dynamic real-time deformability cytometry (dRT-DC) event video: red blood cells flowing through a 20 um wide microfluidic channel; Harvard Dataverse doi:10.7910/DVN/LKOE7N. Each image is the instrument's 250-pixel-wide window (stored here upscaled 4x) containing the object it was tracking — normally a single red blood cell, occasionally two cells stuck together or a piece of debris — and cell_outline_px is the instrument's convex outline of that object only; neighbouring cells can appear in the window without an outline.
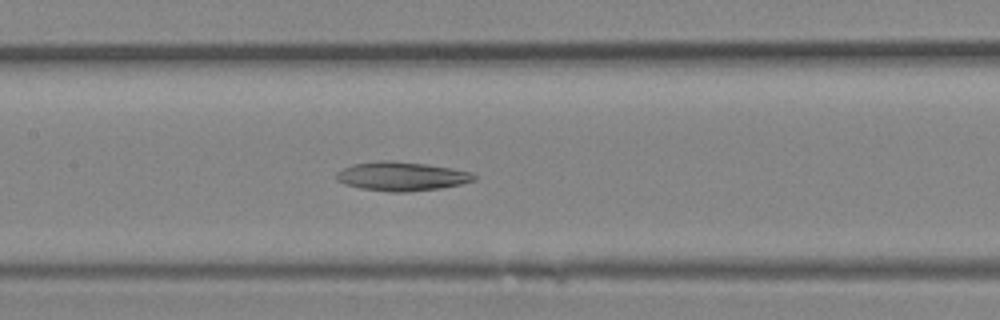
{"species": "Egyptian fruit bat (a non-hibernating species)", "species_latin": "Rousettus aegyptiacus", "temperature_condition": "room temperature", "stored_images_in_passage": 14, "camera_frame_rate_fps": 3000, "um_per_image_px": 0.085, "animal": {"sex": "female"}, "frame": {"image": 1, "passage_image": 12, "time_ms": 3.667, "image_size_px": [1000, 320], "cell_outline_px": [[476, 180], [460, 184], [440, 188], [408, 192], [392, 192], [360, 188], [344, 184], [336, 180], [336, 172], [352, 164], [380, 160], [388, 160], [424, 164], [448, 168], [468, 172], [476, 176]], "centroid_in_image_um": [34.07, 14.99], "position_along_channel_um": 173.3, "area_um2": 23.0}}
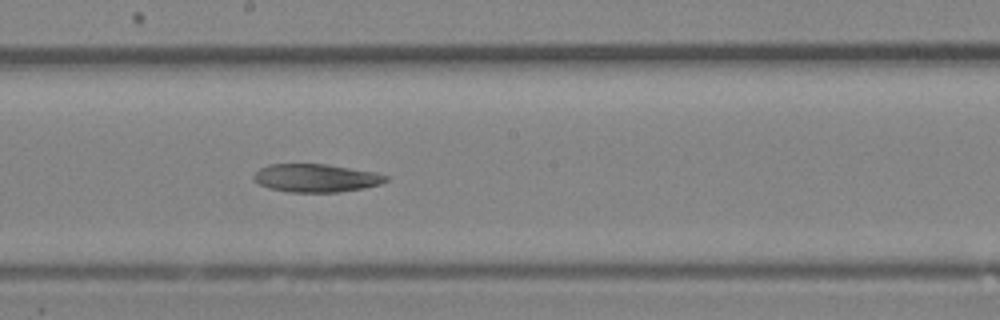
{"frame": {"image": 2, "passage_image": 14, "time_ms": 4.333, "image_size_px": [1000, 320], "cell_outline_px": [[388, 180], [380, 184], [364, 188], [340, 192], [288, 192], [268, 188], [252, 180], [252, 176], [260, 168], [268, 164], [328, 164], [376, 172], [388, 176]], "centroid_in_image_um": [26.85, 15.13], "position_along_channel_um": 221.3, "area_um2": 21.85}}